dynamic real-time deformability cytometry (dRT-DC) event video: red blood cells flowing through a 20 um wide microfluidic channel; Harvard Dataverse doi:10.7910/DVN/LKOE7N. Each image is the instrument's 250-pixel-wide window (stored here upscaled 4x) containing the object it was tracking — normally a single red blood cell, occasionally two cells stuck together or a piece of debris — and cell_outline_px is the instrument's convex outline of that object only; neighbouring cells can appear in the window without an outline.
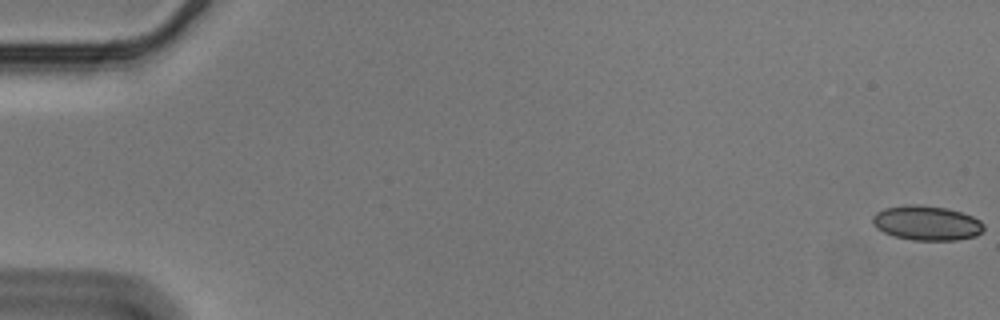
{"species": "Egyptian fruit bat (a non-hibernating species)", "species_latin": "Rousettus aegyptiacus", "temperature_condition": "cold", "stored_images_in_passage": 57, "camera_frame_rate_fps": 3000, "um_per_image_px": 0.085, "animal": {"sex": "male"}, "frame": {"image": 1, "passage_image": 1, "time_ms": 0.0, "image_size_px": [1000, 320], "cell_outline_px": [[984, 228], [976, 236], [956, 240], [912, 240], [896, 236], [884, 232], [876, 228], [872, 224], [872, 216], [876, 212], [884, 208], [904, 204], [916, 204], [948, 208], [972, 216], [980, 220], [984, 224]], "centroid_in_image_um": [78.75, 18.94], "position_along_channel_um": 6.3, "area_um2": 22.54}}
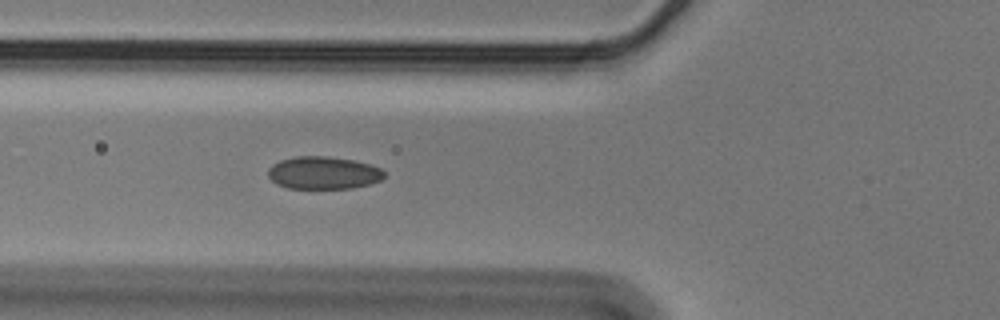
{"frame": {"image": 2, "passage_image": 22, "time_ms": 7.0, "image_size_px": [1000, 320], "cell_outline_px": [[384, 176], [380, 180], [368, 184], [352, 188], [288, 188], [276, 184], [268, 176], [268, 168], [272, 164], [280, 160], [296, 156], [328, 156], [352, 160], [368, 164], [380, 168], [384, 172]], "centroid_in_image_um": [27.44, 14.69], "position_along_channel_um": 98.4, "area_um2": 21.96}}
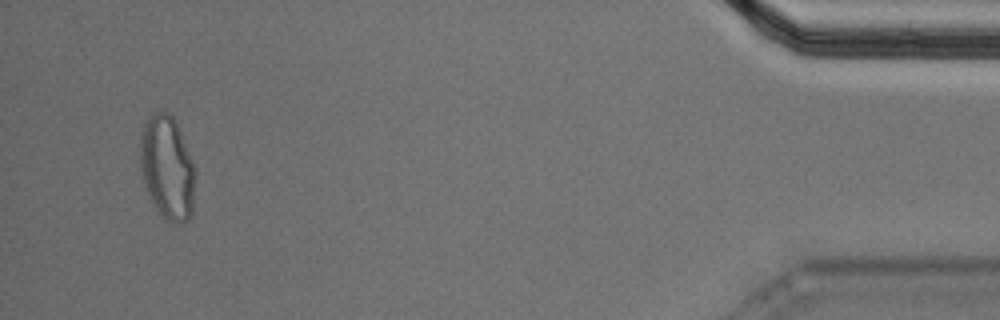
{"frame": {"image": 3, "passage_image": 55, "time_ms": 18.0, "image_size_px": [1000, 320], "cell_outline_px": [[196, 176], [192, 212], [188, 220], [180, 224], [176, 224], [164, 220], [152, 204], [144, 184], [140, 168], [140, 136], [144, 124], [152, 112], [164, 108], [172, 116], [180, 132], [196, 168]], "centroid_in_image_um": [14.21, 14.27], "position_along_channel_um": 421.0, "area_um2": 33.99}, "authors_computed_cell_mechanics": {"area_um2": 22.7154, "velocity_mm_per_s": 3.5718, "shape_relaxation_time_tau1_ms": null, "shape_relaxation_time_tau2_ms": 1.9571, "deformation_change_tau1": null, "deformation_change_tau2": 0.0711}}